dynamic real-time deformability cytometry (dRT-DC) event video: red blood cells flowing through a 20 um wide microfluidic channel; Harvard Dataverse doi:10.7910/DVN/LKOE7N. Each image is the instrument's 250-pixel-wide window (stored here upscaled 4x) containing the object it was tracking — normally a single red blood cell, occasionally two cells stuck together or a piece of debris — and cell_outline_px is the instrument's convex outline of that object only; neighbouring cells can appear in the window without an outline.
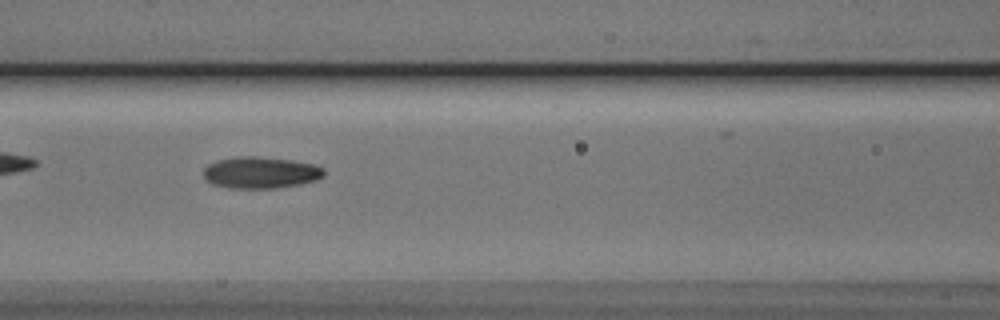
{"species": "Egyptian fruit bat (a non-hibernating species)", "species_latin": "Rousettus aegyptiacus", "temperature_condition": "cold", "stored_images_in_passage": 28, "camera_frame_rate_fps": 3000, "um_per_image_px": 0.085, "animal": {"sex": "male"}, "frame": {"image": 1, "passage_image": 6, "time_ms": 1.667, "image_size_px": [1000, 320], "cell_outline_px": [[324, 176], [316, 180], [300, 184], [272, 188], [228, 188], [212, 184], [204, 176], [204, 168], [208, 164], [216, 160], [236, 156], [256, 156], [292, 160], [316, 164], [324, 168]], "centroid_in_image_um": [22.16, 14.66], "position_along_channel_um": 144.4, "area_um2": 22.31}}
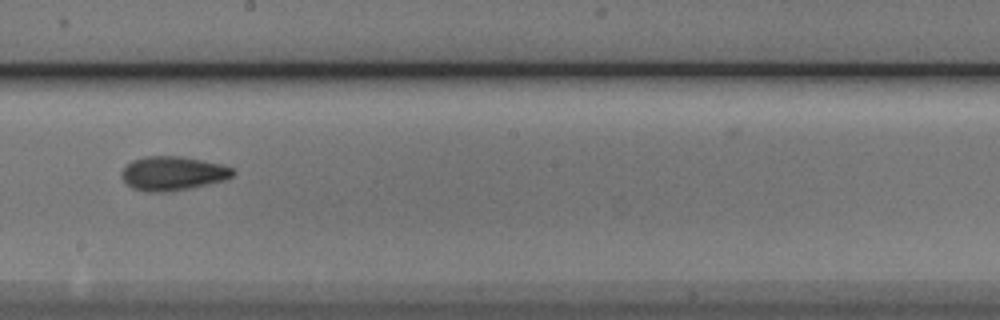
{"frame": {"image": 2, "passage_image": 13, "time_ms": 4.0, "image_size_px": [1000, 320], "cell_outline_px": [[236, 172], [232, 176], [224, 180], [188, 188], [168, 192], [144, 192], [132, 188], [120, 176], [120, 172], [132, 160], [144, 156], [180, 156], [220, 164], [232, 168]], "centroid_in_image_um": [14.64, 14.74], "position_along_channel_um": 233.6, "area_um2": 21.96}}